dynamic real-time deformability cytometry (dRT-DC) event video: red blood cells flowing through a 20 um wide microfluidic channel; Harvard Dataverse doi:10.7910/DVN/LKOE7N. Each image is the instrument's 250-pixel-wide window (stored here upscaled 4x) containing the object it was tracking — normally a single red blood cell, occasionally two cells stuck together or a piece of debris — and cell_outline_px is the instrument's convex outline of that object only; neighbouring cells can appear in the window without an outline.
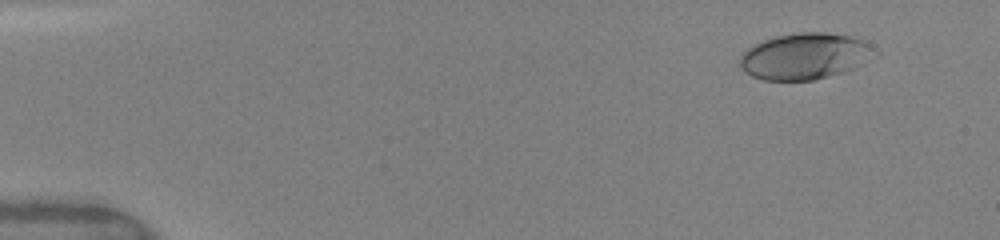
{"species": "human", "species_latin": "Homo sapiens", "temperature_condition": "warm", "stored_images_in_passage": 15, "camera_frame_rate_fps": 3000, "um_per_image_px": 0.085, "donor": {"sex": "female"}, "frame": {"image": 1, "passage_image": 1, "time_ms": 0.0, "image_size_px": [1000, 240], "cell_outline_px": [[880, 56], [844, 72], [812, 80], [764, 80], [752, 76], [740, 64], [740, 56], [748, 48], [764, 40], [776, 36], [800, 32], [828, 32], [852, 36], [864, 40], [880, 52]], "centroid_in_image_um": [68.52, 4.76], "position_along_channel_um": 16.5, "area_um2": 36.53}}
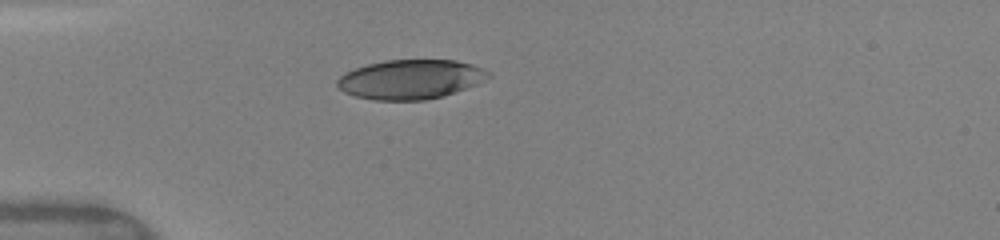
{"frame": {"image": 2, "passage_image": 11, "time_ms": 3.333, "image_size_px": [1000, 240], "cell_outline_px": [[492, 76], [476, 84], [444, 96], [424, 100], [376, 100], [356, 96], [344, 92], [336, 84], [336, 80], [344, 72], [368, 64], [384, 60], [456, 60], [472, 64], [492, 72]], "centroid_in_image_um": [34.91, 6.74], "position_along_channel_um": 50.1, "area_um2": 34.74}}